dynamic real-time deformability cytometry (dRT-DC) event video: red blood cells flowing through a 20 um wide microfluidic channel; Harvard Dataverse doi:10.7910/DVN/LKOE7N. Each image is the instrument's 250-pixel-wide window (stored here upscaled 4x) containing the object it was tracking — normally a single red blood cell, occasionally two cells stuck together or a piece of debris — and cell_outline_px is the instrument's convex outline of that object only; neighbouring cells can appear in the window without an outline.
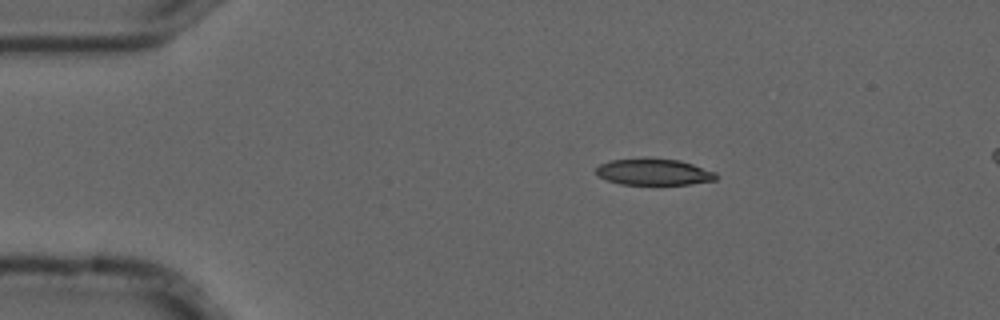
{"species": "common noctule bat (a hibernating species)", "species_latin": "Nyctalus noctula", "temperature_condition": "cold", "stored_images_in_passage": 7, "camera_frame_rate_fps": 3000, "um_per_image_px": 0.085, "animal": {"sex": "male", "forearm_length_mm": 52.5}, "frame": {"image": 1, "passage_image": 1, "time_ms": 0.0, "image_size_px": [1000, 320], "cell_outline_px": [[716, 180], [688, 184], [620, 184], [608, 180], [600, 176], [596, 172], [596, 168], [600, 164], [612, 160], [644, 156], [680, 160], [716, 172]], "centroid_in_image_um": [55.56, 14.58], "position_along_channel_um": 29.4, "area_um2": 18.67}}
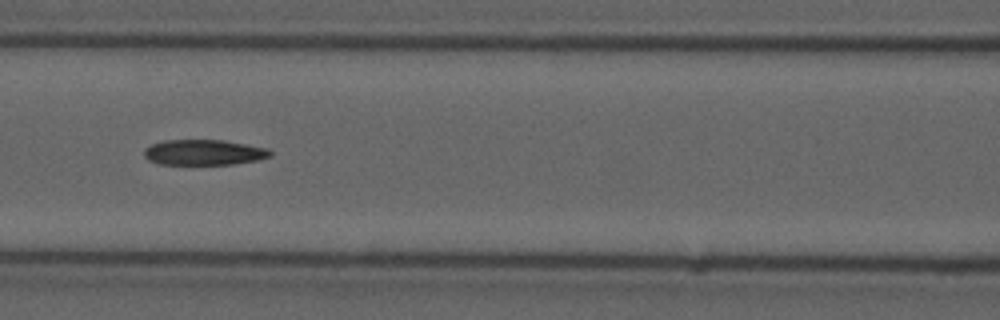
{"frame": {"image": 2, "passage_image": 5, "time_ms": 1.333, "image_size_px": [1000, 320], "cell_outline_px": [[272, 156], [256, 160], [232, 164], [160, 164], [148, 160], [144, 156], [144, 148], [152, 144], [164, 140], [224, 140], [268, 148], [272, 152]], "centroid_in_image_um": [17.32, 12.95], "position_along_channel_um": 149.3, "area_um2": 18.73}}
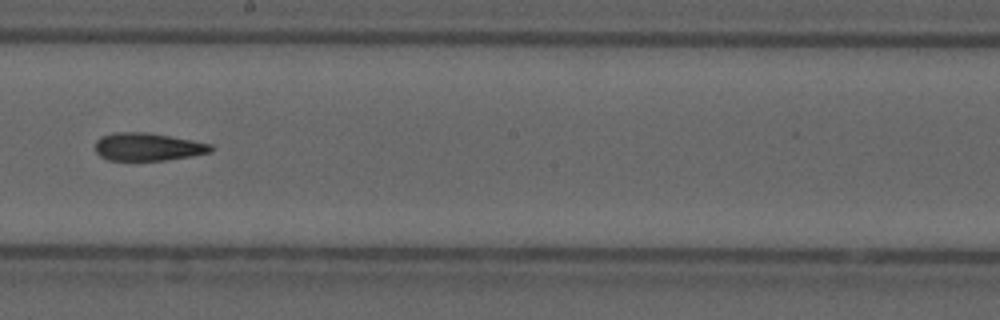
{"frame": {"image": 3, "passage_image": 7, "time_ms": 2.0, "image_size_px": [1000, 320], "cell_outline_px": [[212, 152], [192, 156], [164, 160], [108, 160], [100, 156], [96, 152], [96, 140], [100, 136], [116, 132], [148, 132], [192, 140], [212, 144]], "centroid_in_image_um": [12.56, 12.47], "position_along_channel_um": 235.6, "area_um2": 18.79}}